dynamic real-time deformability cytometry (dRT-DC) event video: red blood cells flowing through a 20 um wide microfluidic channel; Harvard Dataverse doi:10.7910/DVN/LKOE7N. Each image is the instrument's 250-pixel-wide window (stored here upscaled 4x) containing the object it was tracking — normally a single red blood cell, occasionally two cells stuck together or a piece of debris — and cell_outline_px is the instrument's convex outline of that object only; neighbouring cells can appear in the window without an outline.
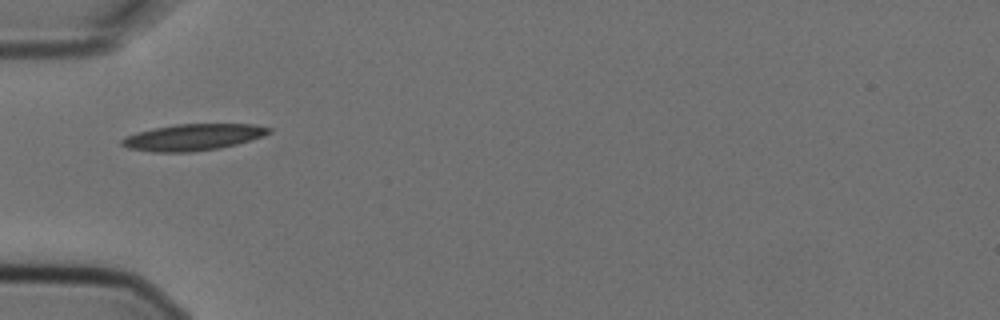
{"species": "Egyptian fruit bat (a non-hibernating species)", "species_latin": "Rousettus aegyptiacus", "temperature_condition": "cold", "stored_images_in_passage": 4, "camera_frame_rate_fps": 3000, "um_per_image_px": 0.085, "animal": {"sex": "female"}, "frame": {"image": 1, "passage_image": 1, "time_ms": 0.0, "image_size_px": [1000, 320], "cell_outline_px": [[272, 132], [236, 144], [220, 148], [188, 152], [152, 152], [128, 148], [120, 144], [120, 140], [124, 136], [136, 132], [152, 128], [176, 124], [256, 124], [272, 128]], "centroid_in_image_um": [16.35, 11.65], "position_along_channel_um": 68.7, "area_um2": 22.72}}
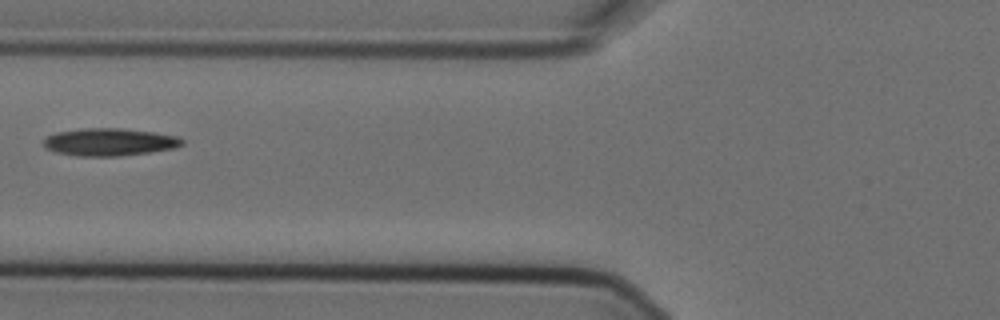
{"frame": {"image": 2, "passage_image": 2, "time_ms": 0.333, "image_size_px": [1000, 320], "cell_outline_px": [[184, 144], [176, 148], [120, 156], [76, 156], [56, 152], [44, 148], [44, 140], [48, 136], [56, 132], [84, 128], [120, 128], [152, 132], [180, 136], [184, 140]], "centroid_in_image_um": [9.32, 12.07], "position_along_channel_um": 116.5, "area_um2": 22.31}}
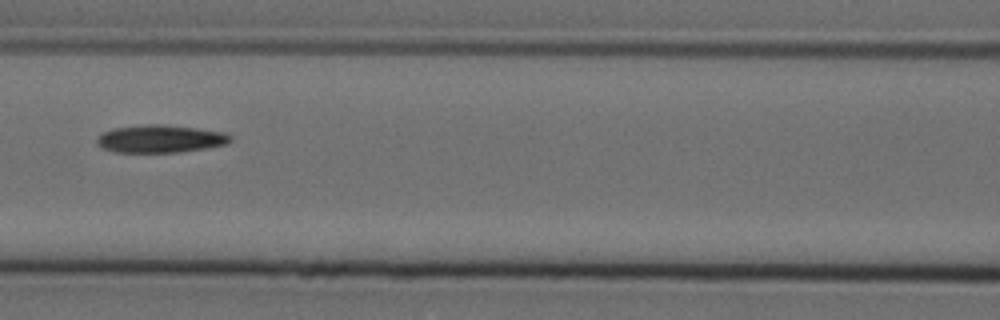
{"frame": {"image": 3, "passage_image": 3, "time_ms": 0.667, "image_size_px": [1000, 320], "cell_outline_px": [[232, 140], [228, 144], [208, 148], [180, 152], [116, 152], [104, 148], [96, 144], [96, 136], [112, 128], [148, 124], [160, 124], [196, 128], [228, 132], [232, 136]], "centroid_in_image_um": [13.67, 11.8], "position_along_channel_um": 152.9, "area_um2": 21.79}}